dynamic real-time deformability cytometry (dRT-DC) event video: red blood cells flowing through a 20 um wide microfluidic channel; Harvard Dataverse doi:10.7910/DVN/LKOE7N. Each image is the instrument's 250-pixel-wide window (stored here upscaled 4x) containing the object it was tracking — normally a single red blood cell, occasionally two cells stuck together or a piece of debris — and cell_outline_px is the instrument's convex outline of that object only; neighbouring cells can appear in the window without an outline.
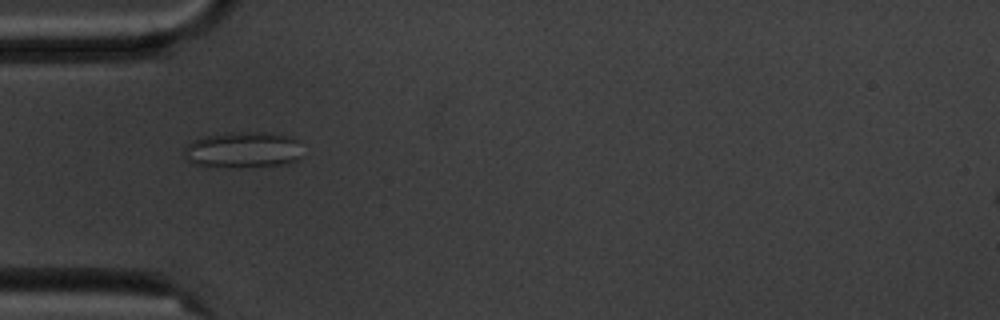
{"species": "common noctule bat (a hibernating species)", "species_latin": "Nyctalus noctula", "temperature_condition": "cold", "stored_images_in_passage": 5, "camera_frame_rate_fps": 3000, "um_per_image_px": 0.085, "animal": {"sex": "male", "body_mass_g": 20.1, "forearm_length_mm": 53.5}, "frame": {"image": 1, "passage_image": 4, "time_ms": 4.333, "image_size_px": [1000, 320], "cell_outline_px": [[300, 156], [296, 160], [288, 164], [240, 168], [196, 164], [188, 160], [184, 156], [184, 148], [192, 140], [204, 136], [232, 132], [268, 132], [292, 136], [296, 140]], "centroid_in_image_um": [20.65, 12.73], "position_along_channel_um": 64.4, "area_um2": 24.97}}
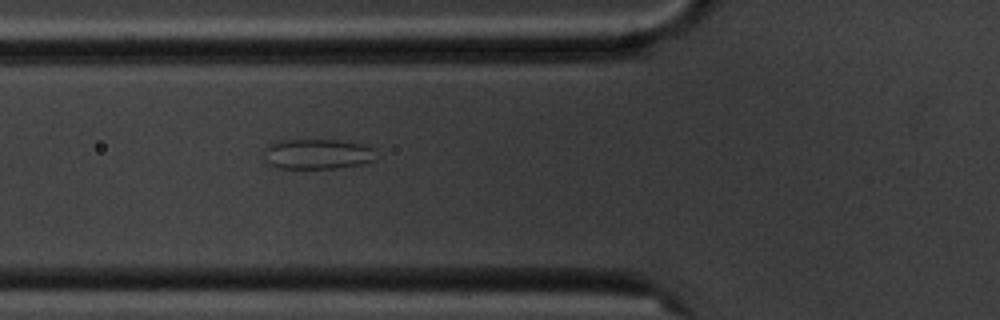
{"frame": {"image": 2, "passage_image": 5, "time_ms": 5.333, "image_size_px": [1000, 320], "cell_outline_px": [[372, 160], [364, 164], [340, 168], [276, 168], [264, 164], [260, 160], [260, 156], [268, 144], [280, 140], [340, 140], [364, 144], [372, 148]], "centroid_in_image_um": [26.83, 13.1], "position_along_channel_um": 99.0, "area_um2": 20.17}}